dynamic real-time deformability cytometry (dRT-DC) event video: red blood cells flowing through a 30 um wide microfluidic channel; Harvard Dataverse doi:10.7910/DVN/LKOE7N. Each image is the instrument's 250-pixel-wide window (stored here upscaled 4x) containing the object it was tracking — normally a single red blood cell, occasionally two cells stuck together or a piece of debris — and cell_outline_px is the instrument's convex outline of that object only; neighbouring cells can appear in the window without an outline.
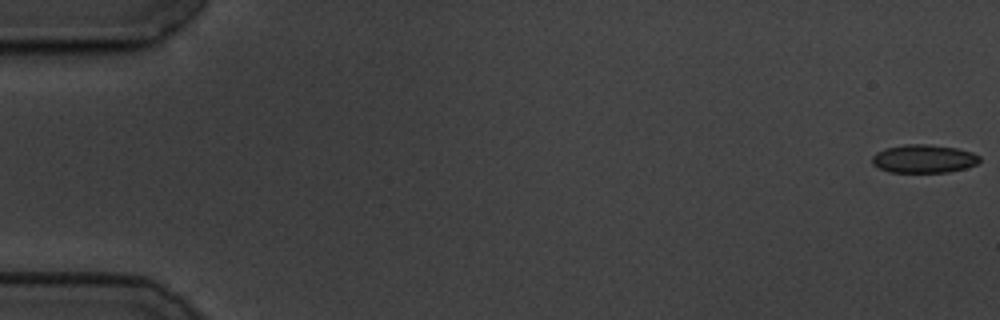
{"species": "common noctule bat (a hibernating species)", "species_latin": "Nyctalus noctula", "temperature_condition": "cold", "stored_images_in_passage": 58, "camera_frame_rate_fps": 3000, "um_per_image_px": 0.085, "animal": {"sex": "male", "body_mass_g": 19.5, "forearm_length_mm": 54.6}, "frame": {"image": 1, "passage_image": 1, "time_ms": 0.0, "image_size_px": [1000, 320], "cell_outline_px": [[980, 160], [976, 164], [964, 168], [948, 172], [888, 172], [872, 164], [872, 156], [876, 152], [884, 148], [904, 144], [928, 144], [956, 148], [972, 152], [980, 156]], "centroid_in_image_um": [78.49, 13.48], "position_along_channel_um": 6.5, "area_um2": 17.74}}
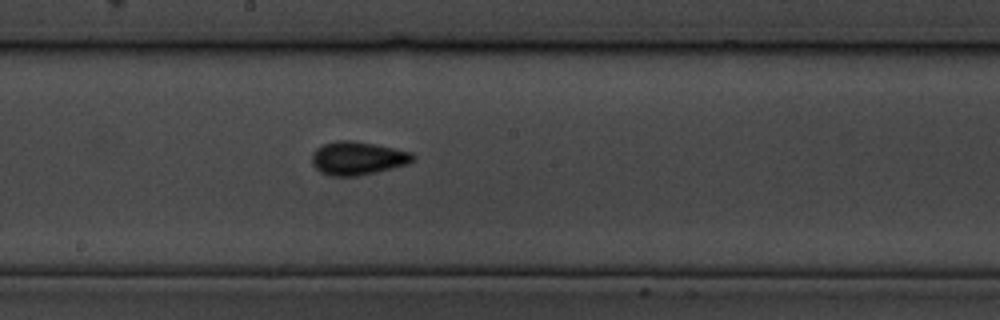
{"frame": {"image": 2, "passage_image": 32, "time_ms": 10.333, "image_size_px": [1000, 320], "cell_outline_px": [[416, 160], [408, 164], [360, 176], [332, 176], [320, 172], [312, 164], [312, 152], [316, 148], [324, 144], [336, 140], [352, 140], [376, 144], [412, 152], [416, 156]], "centroid_in_image_um": [30.42, 13.44], "position_along_channel_um": 217.8, "area_um2": 19.88}}
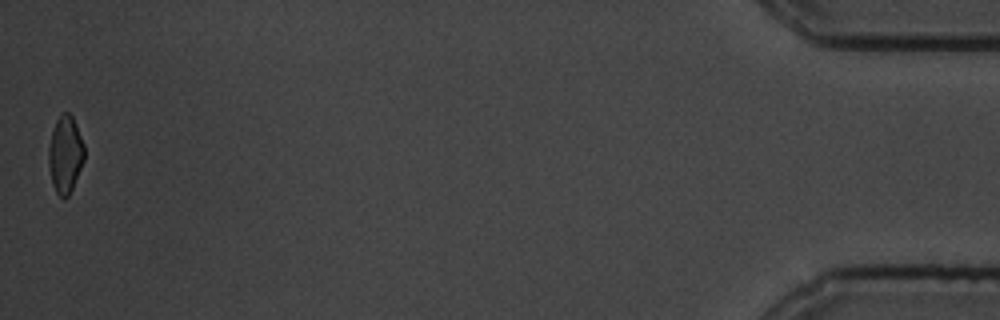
{"frame": {"image": 3, "passage_image": 58, "time_ms": 19.0, "image_size_px": [1000, 320], "cell_outline_px": [[84, 160], [72, 188], [68, 196], [64, 200], [56, 192], [52, 184], [48, 164], [48, 148], [52, 132], [56, 120], [60, 112], [68, 112], [72, 116], [84, 144]], "centroid_in_image_um": [5.53, 13.12], "position_along_channel_um": 429.7, "area_um2": 16.07}, "authors_computed_cell_mechanics": {"area_um2": 17.8024, "velocity_mm_per_s": 3.4896, "shape_relaxation_time_tau1_ms": 2.685, "shape_relaxation_time_tau2_ms": 1.8971, "deformation_change_tau1": 0.0811, "deformation_change_tau2": 0.0609}}